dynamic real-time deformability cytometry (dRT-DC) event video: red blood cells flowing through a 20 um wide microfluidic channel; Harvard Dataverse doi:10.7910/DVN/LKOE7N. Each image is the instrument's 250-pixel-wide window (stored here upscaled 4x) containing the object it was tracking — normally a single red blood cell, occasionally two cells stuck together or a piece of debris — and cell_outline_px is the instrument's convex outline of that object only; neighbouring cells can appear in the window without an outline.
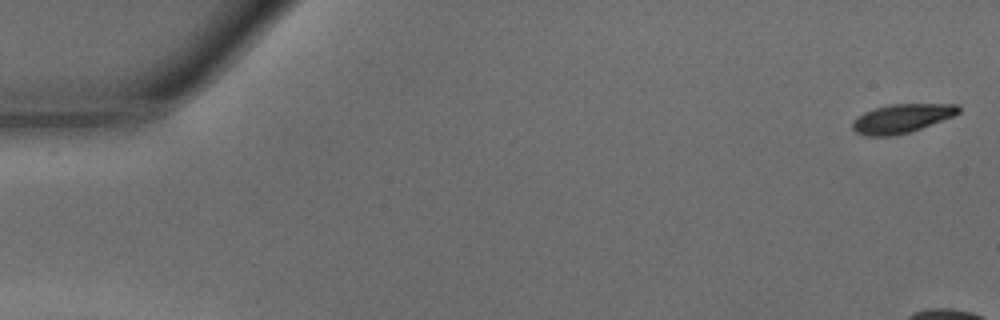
{"species": "common noctule bat (a hibernating species)", "species_latin": "Nyctalus noctula", "temperature_condition": "warm", "stored_images_in_passage": 11, "camera_frame_rate_fps": 3000, "um_per_image_px": 0.085, "animal": {"sex": "male", "body_mass_g": 15.6}, "frame": {"image": 1, "passage_image": 1, "time_ms": 0.0, "image_size_px": [1000, 320], "cell_outline_px": [[960, 112], [952, 116], [920, 128], [908, 132], [892, 136], [864, 136], [856, 132], [852, 128], [852, 120], [864, 112], [888, 104], [960, 104]], "centroid_in_image_um": [76.61, 10.06], "position_along_channel_um": 8.4, "area_um2": 17.69}}